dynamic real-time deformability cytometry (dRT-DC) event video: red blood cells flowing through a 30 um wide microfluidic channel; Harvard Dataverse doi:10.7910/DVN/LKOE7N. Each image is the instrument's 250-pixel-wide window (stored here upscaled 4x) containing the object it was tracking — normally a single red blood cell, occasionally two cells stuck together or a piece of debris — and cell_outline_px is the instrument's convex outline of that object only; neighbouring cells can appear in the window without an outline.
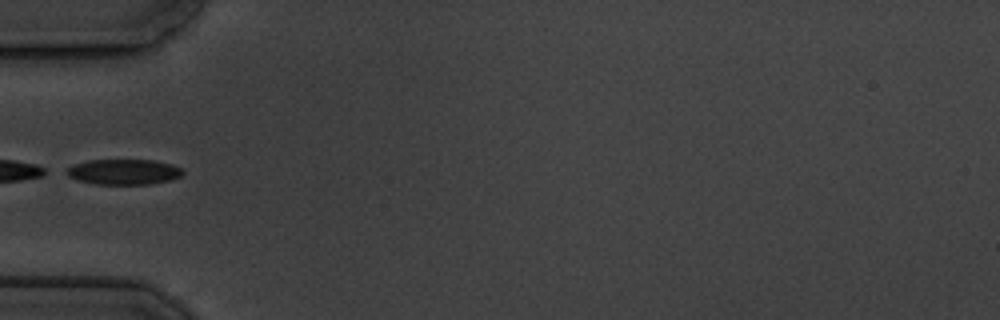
{"species": "common noctule bat (a hibernating species)", "species_latin": "Nyctalus noctula", "temperature_condition": "cold", "stored_images_in_passage": 6, "camera_frame_rate_fps": 3000, "um_per_image_px": 0.085, "animal": {"sex": "male", "body_mass_g": 19.5, "forearm_length_mm": 54.6}, "frame": {"image": 1, "passage_image": 6, "time_ms": 5.667, "image_size_px": [1000, 320], "cell_outline_px": [[184, 172], [180, 176], [172, 180], [148, 184], [92, 184], [68, 176], [60, 172], [72, 164], [88, 160], [152, 160], [172, 164], [180, 168]], "centroid_in_image_um": [10.45, 14.6], "position_along_channel_um": 74.6, "area_um2": 17.4}}